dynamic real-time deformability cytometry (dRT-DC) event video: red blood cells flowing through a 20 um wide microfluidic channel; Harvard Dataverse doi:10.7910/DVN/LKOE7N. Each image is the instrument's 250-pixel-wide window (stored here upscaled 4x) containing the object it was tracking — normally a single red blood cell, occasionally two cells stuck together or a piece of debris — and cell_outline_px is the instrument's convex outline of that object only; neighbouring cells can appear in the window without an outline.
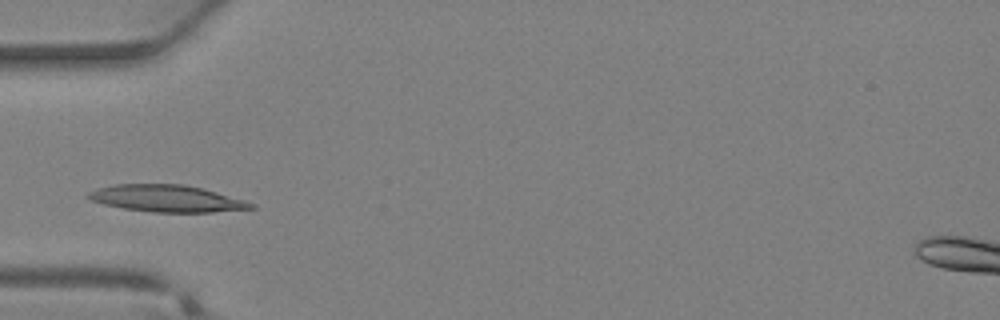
{"species": "Egyptian fruit bat (a non-hibernating species)", "species_latin": "Rousettus aegyptiacus", "temperature_condition": "warm", "stored_images_in_passage": 28, "camera_frame_rate_fps": 3000, "um_per_image_px": 0.085, "animal": {"sex": "female"}, "frame": {"image": 1, "passage_image": 6, "time_ms": 1.667, "image_size_px": [1000, 320], "cell_outline_px": [[256, 208], [212, 212], [152, 212], [124, 208], [104, 204], [92, 200], [88, 196], [88, 192], [112, 184], [184, 184], [204, 188], [244, 200], [256, 204]], "centroid_in_image_um": [14.22, 16.86], "position_along_channel_um": 70.8, "area_um2": 25.37}}
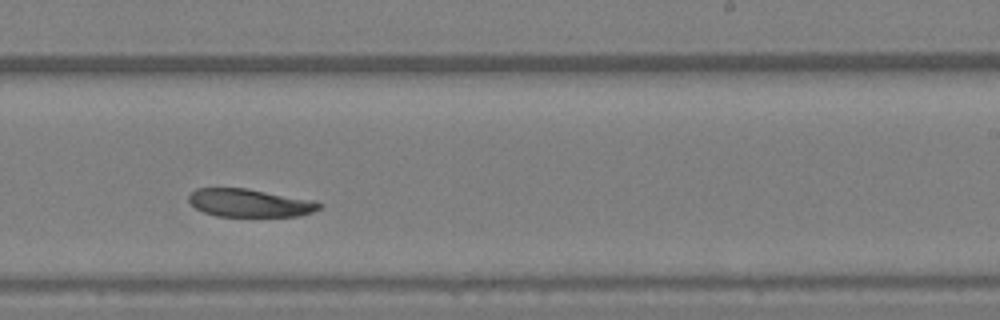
{"frame": {"image": 2, "passage_image": 17, "time_ms": 5.333, "image_size_px": [1000, 320], "cell_outline_px": [[324, 204], [320, 208], [312, 212], [300, 216], [216, 216], [204, 212], [196, 208], [188, 200], [188, 196], [196, 188], [244, 188], [312, 200]], "centroid_in_image_um": [21.22, 17.25], "position_along_channel_um": 267.8, "area_um2": 21.1}}
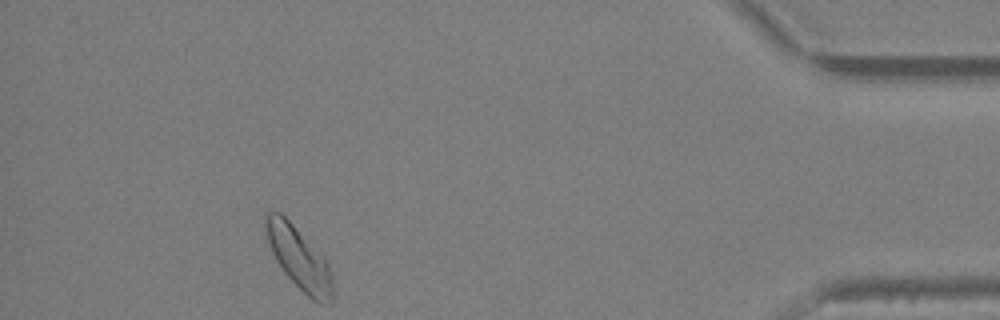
{"frame": {"image": 3, "passage_image": 28, "time_ms": 9.0, "image_size_px": [1000, 320], "cell_outline_px": [[336, 292], [332, 304], [320, 304], [312, 300], [284, 272], [276, 260], [272, 252], [264, 232], [264, 212], [272, 208], [280, 212], [324, 256], [332, 272]], "centroid_in_image_um": [25.44, 21.95], "position_along_channel_um": 409.8, "area_um2": 24.97}}